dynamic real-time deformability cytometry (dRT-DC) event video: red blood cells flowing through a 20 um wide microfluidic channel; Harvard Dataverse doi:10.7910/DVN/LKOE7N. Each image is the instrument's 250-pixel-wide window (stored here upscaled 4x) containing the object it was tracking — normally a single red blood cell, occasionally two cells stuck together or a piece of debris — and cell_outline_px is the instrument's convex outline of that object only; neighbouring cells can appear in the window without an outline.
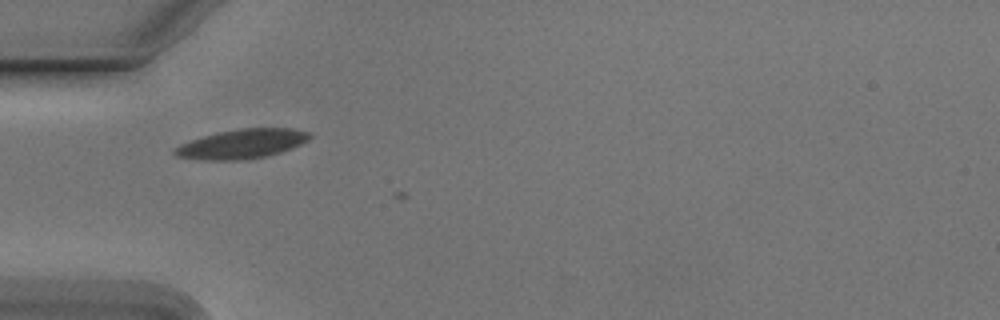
{"species": "Egyptian fruit bat (a non-hibernating species)", "species_latin": "Rousettus aegyptiacus", "temperature_condition": "cold", "stored_images_in_passage": 6, "camera_frame_rate_fps": 3000, "um_per_image_px": 0.085, "animal": {"sex": "male"}, "frame": {"image": 1, "passage_image": 4, "time_ms": 1.0, "image_size_px": [1000, 320], "cell_outline_px": [[312, 136], [308, 140], [300, 144], [280, 152], [264, 156], [240, 160], [204, 160], [176, 156], [172, 152], [180, 144], [216, 132], [240, 128], [292, 128], [308, 132]], "centroid_in_image_um": [20.56, 12.22], "position_along_channel_um": 64.4, "area_um2": 22.83}}